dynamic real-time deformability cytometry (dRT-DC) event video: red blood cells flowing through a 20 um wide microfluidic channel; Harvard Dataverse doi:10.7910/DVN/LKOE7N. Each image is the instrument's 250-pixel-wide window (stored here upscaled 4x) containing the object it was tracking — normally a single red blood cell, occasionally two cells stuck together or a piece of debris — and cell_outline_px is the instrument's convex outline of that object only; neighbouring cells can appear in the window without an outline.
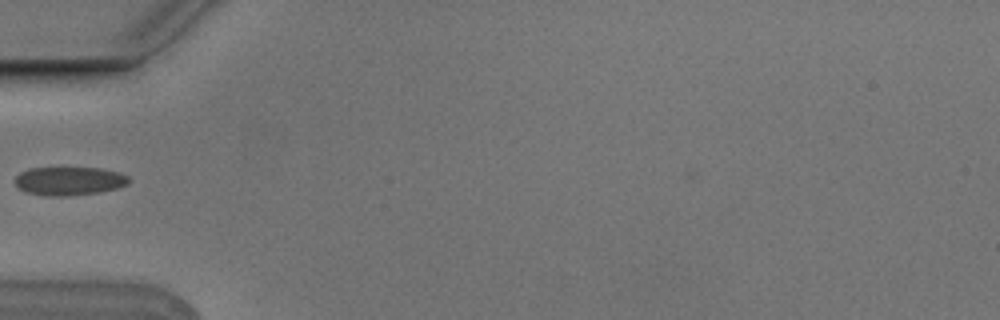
{"species": "Egyptian fruit bat (a non-hibernating species)", "species_latin": "Rousettus aegyptiacus", "temperature_condition": "cold", "stored_images_in_passage": 3, "camera_frame_rate_fps": 3000, "um_per_image_px": 0.085, "animal": {"sex": "male"}, "frame": {"image": 1, "passage_image": 2, "time_ms": 0.333, "image_size_px": [1000, 320], "cell_outline_px": [[128, 184], [116, 188], [100, 192], [68, 196], [48, 196], [28, 192], [20, 188], [16, 184], [16, 176], [20, 172], [28, 168], [100, 168], [120, 172], [128, 176]], "centroid_in_image_um": [5.9, 15.38], "position_along_channel_um": 79.1, "area_um2": 18.79}}